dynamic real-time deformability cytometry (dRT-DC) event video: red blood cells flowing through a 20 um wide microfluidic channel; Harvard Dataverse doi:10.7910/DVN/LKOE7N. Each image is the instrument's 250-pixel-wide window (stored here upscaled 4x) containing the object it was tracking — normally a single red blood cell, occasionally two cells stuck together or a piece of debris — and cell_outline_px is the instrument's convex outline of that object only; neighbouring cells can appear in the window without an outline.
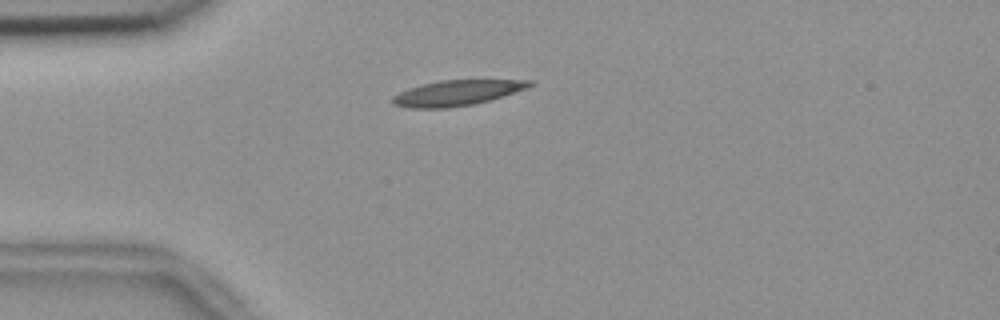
{"species": "common noctule bat (a hibernating species)", "species_latin": "Nyctalus noctula", "temperature_condition": "room temperature", "stored_images_in_passage": 54, "camera_frame_rate_fps": 3000, "um_per_image_px": 0.085, "animal": {"sex": "female", "body_mass_g": 18.4}, "frame": {"image": 1, "passage_image": 13, "time_ms": 4.0, "image_size_px": [1000, 320], "cell_outline_px": [[532, 84], [528, 88], [488, 100], [472, 104], [448, 108], [408, 108], [392, 104], [392, 96], [408, 88], [440, 80], [532, 80]], "centroid_in_image_um": [38.79, 7.9], "position_along_channel_um": 46.2, "area_um2": 20.06}}
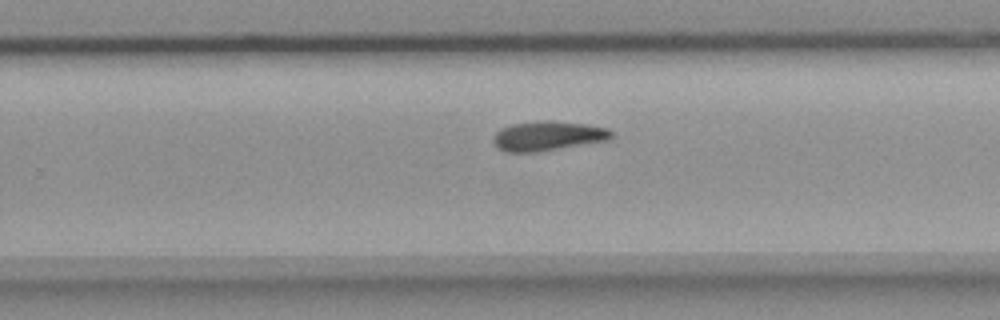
{"frame": {"image": 2, "passage_image": 34, "time_ms": 11.0, "image_size_px": [1000, 320], "cell_outline_px": [[612, 140], [540, 152], [504, 152], [496, 148], [492, 140], [492, 136], [500, 128], [512, 124], [536, 120], [552, 120], [584, 124], [608, 128], [612, 132]], "centroid_in_image_um": [46.55, 11.56], "position_along_channel_um": 283.3, "area_um2": 20.92}}
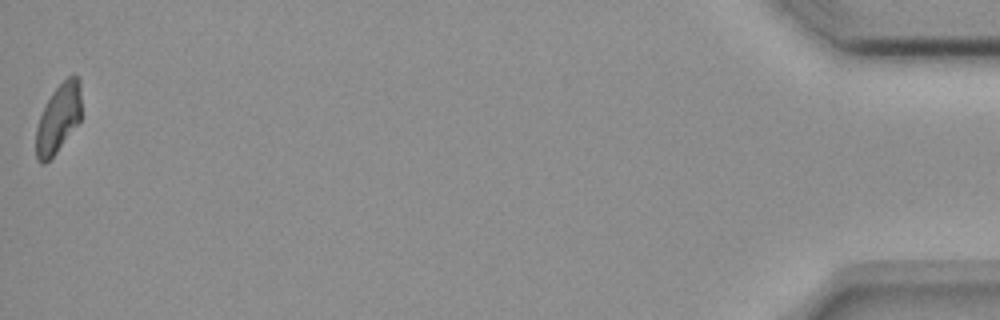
{"frame": {"image": 3, "passage_image": 54, "time_ms": 17.667, "image_size_px": [1000, 320], "cell_outline_px": [[80, 120], [56, 152], [44, 164], [40, 164], [36, 160], [36, 128], [40, 116], [52, 92], [72, 72], [80, 80]], "centroid_in_image_um": [4.95, 10.06], "position_along_channel_um": 430.3, "area_um2": 17.92}, "authors_computed_cell_mechanics": {"area_um2": 20.0277, "velocity_mm_per_s": 3.6513, "shape_relaxation_time_tau1_ms": 7.1509, "shape_relaxation_time_tau2_ms": null, "deformation_change_tau1": 0.162, "deformation_change_tau2": null}}